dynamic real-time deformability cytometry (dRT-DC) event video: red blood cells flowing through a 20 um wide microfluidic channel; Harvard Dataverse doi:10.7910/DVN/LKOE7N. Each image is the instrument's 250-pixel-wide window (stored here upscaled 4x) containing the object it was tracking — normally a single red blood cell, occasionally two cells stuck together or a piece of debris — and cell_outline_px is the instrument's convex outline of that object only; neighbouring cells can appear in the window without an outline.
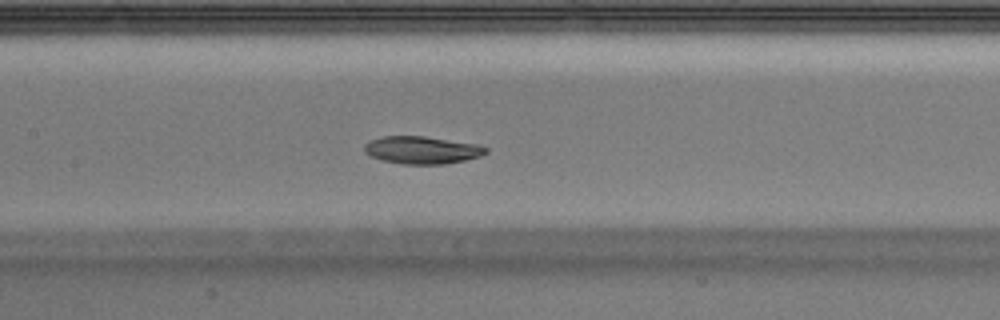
{"species": "Egyptian fruit bat (a non-hibernating species)", "species_latin": "Rousettus aegyptiacus", "temperature_condition": "warm", "stored_images_in_passage": 42, "camera_frame_rate_fps": 3000, "um_per_image_px": 0.085, "animal": {"sex": "male"}, "frame": {"image": 1, "passage_image": 19, "time_ms": 6.0, "image_size_px": [1000, 320], "cell_outline_px": [[488, 152], [480, 156], [464, 160], [444, 164], [400, 164], [380, 160], [364, 152], [364, 144], [368, 140], [380, 136], [424, 136], [476, 144], [488, 148]], "centroid_in_image_um": [35.82, 12.75], "position_along_channel_um": 171.6, "area_um2": 19.59}}